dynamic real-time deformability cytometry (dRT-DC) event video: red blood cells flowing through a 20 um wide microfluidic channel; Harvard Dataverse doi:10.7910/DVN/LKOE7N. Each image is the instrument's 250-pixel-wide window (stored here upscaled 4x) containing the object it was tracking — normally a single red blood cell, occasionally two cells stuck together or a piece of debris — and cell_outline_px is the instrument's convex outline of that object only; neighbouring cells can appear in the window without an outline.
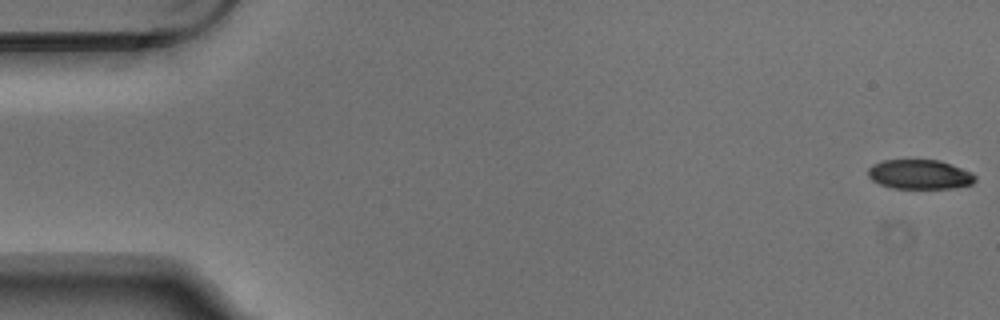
{"species": "Egyptian fruit bat (a non-hibernating species)", "species_latin": "Rousettus aegyptiacus", "temperature_condition": "warm", "stored_images_in_passage": 5, "camera_frame_rate_fps": 3000, "um_per_image_px": 0.085, "animal": {"sex": "male"}, "frame": {"image": 1, "passage_image": 1, "time_ms": 0.0, "image_size_px": [1000, 320], "cell_outline_px": [[976, 180], [972, 184], [956, 188], [892, 188], [880, 184], [872, 180], [868, 176], [868, 168], [872, 164], [884, 160], [940, 160], [972, 172], [976, 176]], "centroid_in_image_um": [78.19, 14.82], "position_along_channel_um": 6.8, "area_um2": 18.5}}
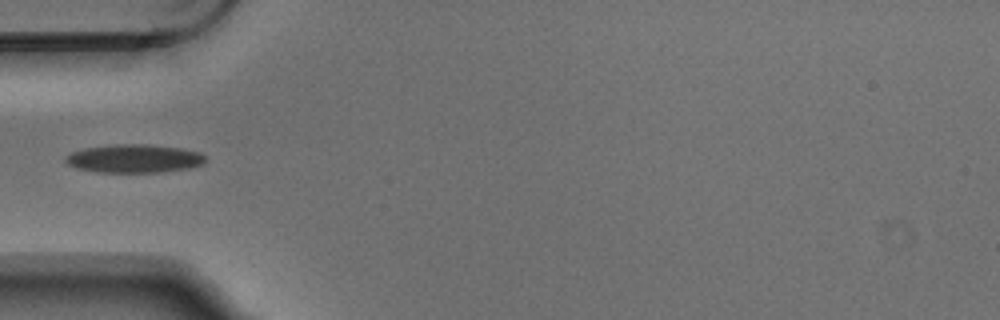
{"frame": {"image": 2, "passage_image": 5, "time_ms": 1.333, "image_size_px": [1000, 320], "cell_outline_px": [[204, 164], [188, 168], [160, 172], [96, 172], [76, 168], [68, 164], [64, 160], [64, 156], [72, 152], [84, 148], [116, 144], [148, 144], [180, 148], [200, 152], [204, 156]], "centroid_in_image_um": [11.37, 13.47], "position_along_channel_um": 73.6, "area_um2": 23.12}}